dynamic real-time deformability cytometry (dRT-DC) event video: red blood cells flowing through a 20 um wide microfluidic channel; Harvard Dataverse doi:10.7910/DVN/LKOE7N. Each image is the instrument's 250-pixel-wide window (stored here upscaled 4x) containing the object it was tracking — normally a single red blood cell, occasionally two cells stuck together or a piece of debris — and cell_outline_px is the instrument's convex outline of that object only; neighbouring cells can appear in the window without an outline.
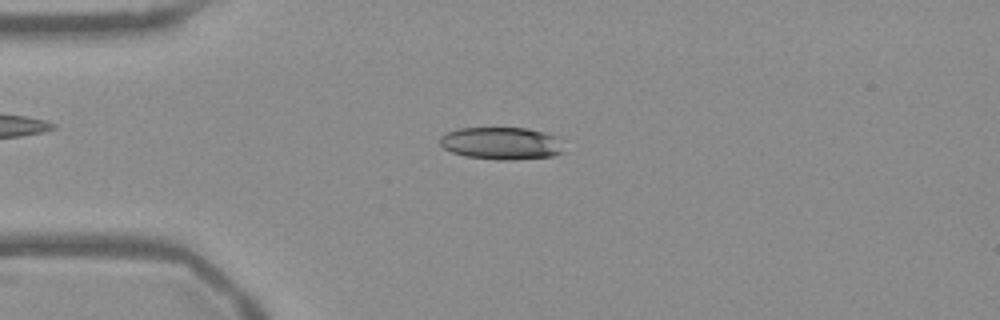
{"species": "Egyptian fruit bat (a non-hibernating species)", "species_latin": "Rousettus aegyptiacus", "temperature_condition": "warm", "stored_images_in_passage": 47, "camera_frame_rate_fps": 3000, "um_per_image_px": 0.085, "frame": {"image": 1, "passage_image": 7, "time_ms": 2.0, "image_size_px": [1000, 320], "cell_outline_px": [[564, 152], [552, 156], [512, 160], [500, 160], [464, 156], [452, 152], [444, 148], [440, 144], [440, 136], [444, 132], [460, 128], [528, 128], [560, 136]], "centroid_in_image_um": [42.64, 12.18], "position_along_channel_um": 42.4, "area_um2": 23.76}}
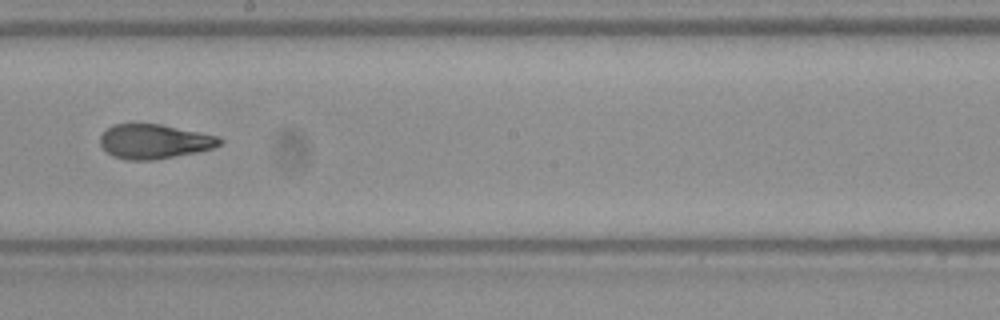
{"frame": {"image": 2, "passage_image": 24, "time_ms": 7.667, "image_size_px": [1000, 320], "cell_outline_px": [[224, 140], [220, 144], [212, 148], [200, 152], [152, 160], [128, 160], [112, 156], [100, 144], [100, 136], [112, 124], [160, 124], [200, 132], [216, 136]], "centroid_in_image_um": [13.12, 12.03], "position_along_channel_um": 235.1, "area_um2": 23.93}}
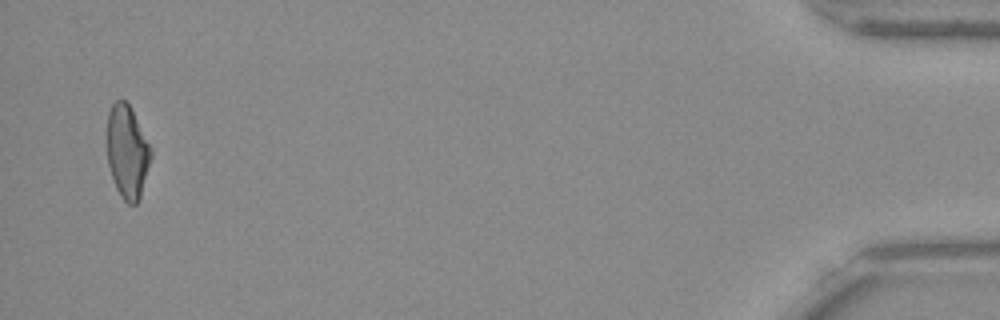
{"frame": {"image": 3, "passage_image": 46, "time_ms": 15.0, "image_size_px": [1000, 320], "cell_outline_px": [[152, 156], [140, 200], [136, 204], [128, 204], [120, 196], [116, 188], [108, 164], [104, 144], [104, 140], [108, 112], [112, 104], [116, 100], [124, 100], [128, 104], [152, 148]], "centroid_in_image_um": [10.78, 12.91], "position_along_channel_um": 424.4, "area_um2": 24.51}, "authors_computed_cell_mechanics": {"area_um2": 24.6228, "velocity_mm_per_s": 3.777, "shape_relaxation_time_tau1_ms": null, "shape_relaxation_time_tau2_ms": 1.5464, "deformation_change_tau1": null, "deformation_change_tau2": 0.086}}